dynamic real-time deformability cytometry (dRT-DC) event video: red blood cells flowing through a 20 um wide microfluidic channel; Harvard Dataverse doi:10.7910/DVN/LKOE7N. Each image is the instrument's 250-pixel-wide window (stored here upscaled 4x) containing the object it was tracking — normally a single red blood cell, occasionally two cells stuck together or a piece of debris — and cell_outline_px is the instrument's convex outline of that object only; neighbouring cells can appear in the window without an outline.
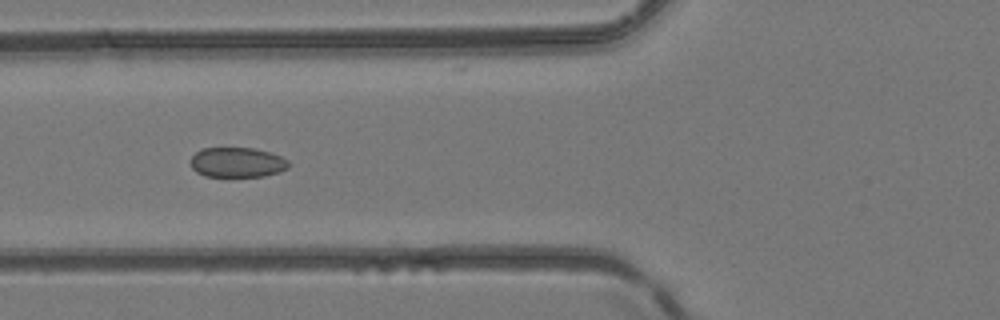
{"species": "common noctule bat (a hibernating species)", "species_latin": "Nyctalus noctula", "temperature_condition": "room temperature", "stored_images_in_passage": 4, "camera_frame_rate_fps": 3000, "um_per_image_px": 0.085, "animal": {"sex": "female", "body_mass_g": 24.6, "forearm_length_mm": 56.2}, "frame": {"image": 1, "passage_image": 4, "time_ms": 1.0, "image_size_px": [1000, 320], "cell_outline_px": [[288, 168], [280, 172], [264, 176], [204, 176], [196, 172], [192, 168], [192, 156], [196, 152], [204, 148], [256, 148], [280, 156], [288, 160]], "centroid_in_image_um": [20.17, 13.8], "position_along_channel_um": 105.6, "area_um2": 16.99}}